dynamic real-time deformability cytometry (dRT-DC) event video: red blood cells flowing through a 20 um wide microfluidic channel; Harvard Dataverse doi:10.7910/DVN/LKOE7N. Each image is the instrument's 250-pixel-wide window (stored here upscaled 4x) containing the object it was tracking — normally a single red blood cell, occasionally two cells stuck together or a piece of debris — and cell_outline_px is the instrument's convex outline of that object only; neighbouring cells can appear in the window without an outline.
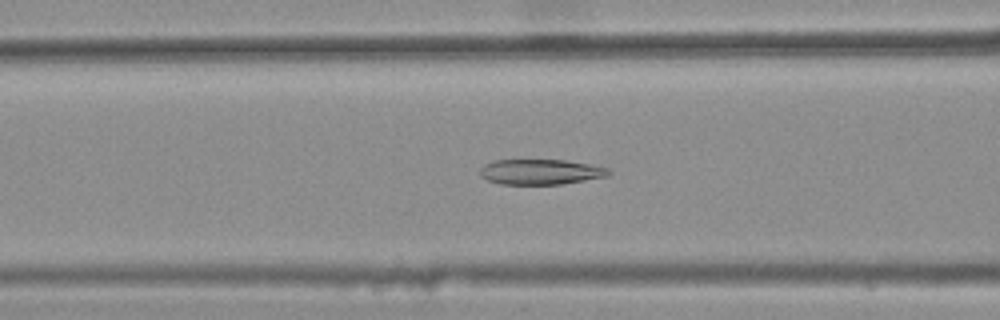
{"species": "common noctule bat (a hibernating species)", "species_latin": "Nyctalus noctula", "temperature_condition": "warm", "stored_images_in_passage": 44, "camera_frame_rate_fps": 3000, "um_per_image_px": 0.085, "animal": {"sex": "female", "body_mass_g": 25.1}, "frame": {"image": 1, "passage_image": 20, "time_ms": 6.333, "image_size_px": [1000, 320], "cell_outline_px": [[612, 172], [608, 176], [560, 184], [500, 184], [488, 180], [480, 176], [480, 168], [484, 164], [492, 160], [564, 160], [588, 164], [608, 168]], "centroid_in_image_um": [45.92, 14.6], "position_along_channel_um": 120.7, "area_um2": 18.9}}
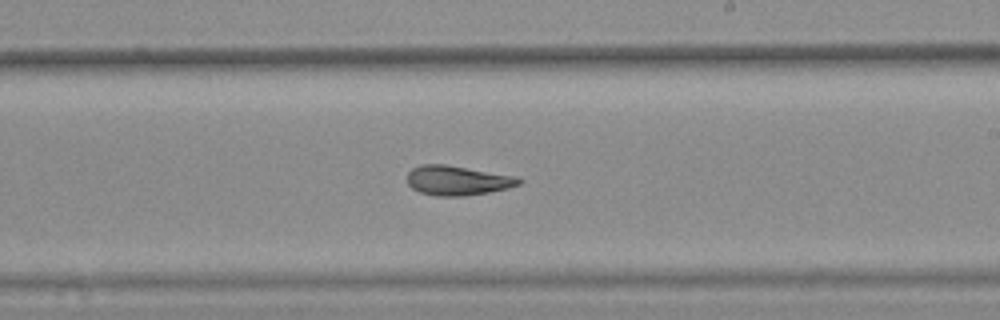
{"frame": {"image": 2, "passage_image": 30, "time_ms": 9.667, "image_size_px": [1000, 320], "cell_outline_px": [[524, 180], [520, 184], [508, 188], [488, 192], [464, 196], [436, 196], [420, 192], [412, 188], [408, 184], [408, 172], [412, 168], [420, 164], [448, 164], [520, 176]], "centroid_in_image_um": [38.94, 15.32], "position_along_channel_um": 250.1, "area_um2": 19.65}}
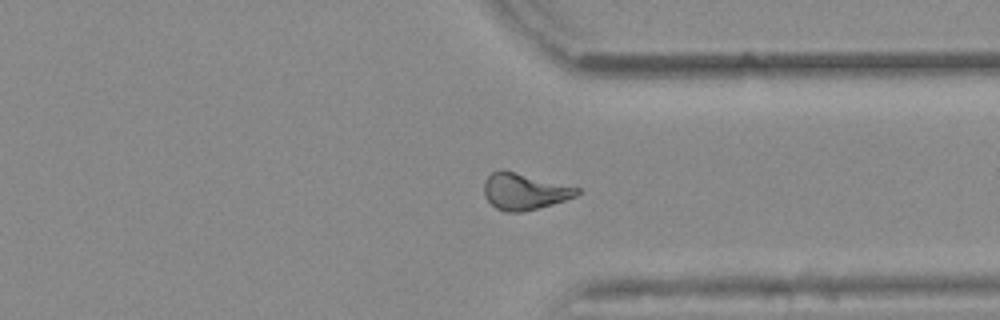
{"frame": {"image": 3, "passage_image": 39, "time_ms": 12.667, "image_size_px": [1000, 320], "cell_outline_px": [[580, 192], [576, 196], [552, 204], [520, 212], [504, 212], [496, 208], [484, 196], [484, 180], [492, 172], [500, 168], [504, 168], [580, 188]], "centroid_in_image_um": [44.54, 16.24], "position_along_channel_um": 366.9, "area_um2": 19.94}, "authors_computed_cell_mechanics": {"area_um2": 19.941, "velocity_mm_per_s": 3.8977, "shape_relaxation_time_tau1_ms": null, "shape_relaxation_time_tau2_ms": 3.9702, "deformation_change_tau1": null, "deformation_change_tau2": 0.0889}}